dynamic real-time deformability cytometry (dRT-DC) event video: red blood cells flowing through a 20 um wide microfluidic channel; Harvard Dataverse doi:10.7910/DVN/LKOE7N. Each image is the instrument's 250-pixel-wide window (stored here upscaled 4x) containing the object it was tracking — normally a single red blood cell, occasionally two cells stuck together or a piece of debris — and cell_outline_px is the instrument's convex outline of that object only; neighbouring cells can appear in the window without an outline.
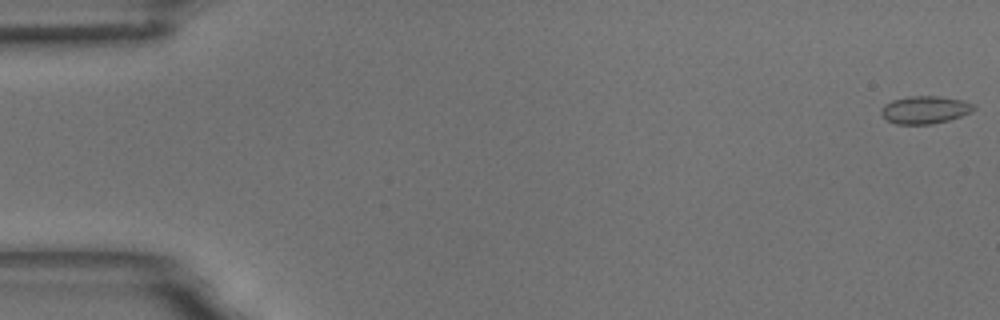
{"species": "common noctule bat (a hibernating species)", "species_latin": "Nyctalus noctula", "temperature_condition": "room temperature", "stored_images_in_passage": 15, "camera_frame_rate_fps": 3000, "um_per_image_px": 0.085, "animal": {"sex": "male", "body_mass_g": 18.8}, "frame": {"image": 1, "passage_image": 1, "time_ms": 0.0, "image_size_px": [1000, 320], "cell_outline_px": [[976, 108], [972, 112], [948, 120], [932, 124], [896, 124], [888, 120], [880, 112], [880, 108], [884, 104], [892, 100], [908, 96], [940, 96], [960, 100], [976, 104]], "centroid_in_image_um": [78.62, 9.32], "position_along_channel_um": 6.4, "area_um2": 14.97}}
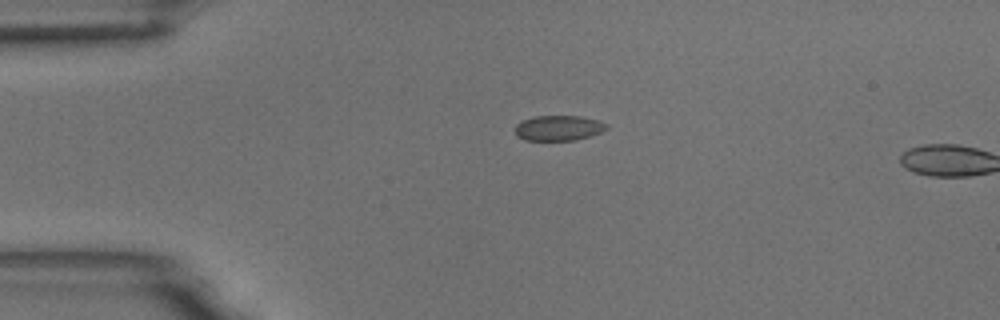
{"frame": {"image": 2, "passage_image": 13, "time_ms": 4.0, "image_size_px": [1000, 320], "cell_outline_px": [[608, 128], [592, 136], [576, 140], [524, 140], [516, 136], [516, 124], [520, 120], [536, 116], [580, 116], [600, 120], [608, 124]], "centroid_in_image_um": [47.49, 10.88], "position_along_channel_um": 37.5, "area_um2": 13.64}}